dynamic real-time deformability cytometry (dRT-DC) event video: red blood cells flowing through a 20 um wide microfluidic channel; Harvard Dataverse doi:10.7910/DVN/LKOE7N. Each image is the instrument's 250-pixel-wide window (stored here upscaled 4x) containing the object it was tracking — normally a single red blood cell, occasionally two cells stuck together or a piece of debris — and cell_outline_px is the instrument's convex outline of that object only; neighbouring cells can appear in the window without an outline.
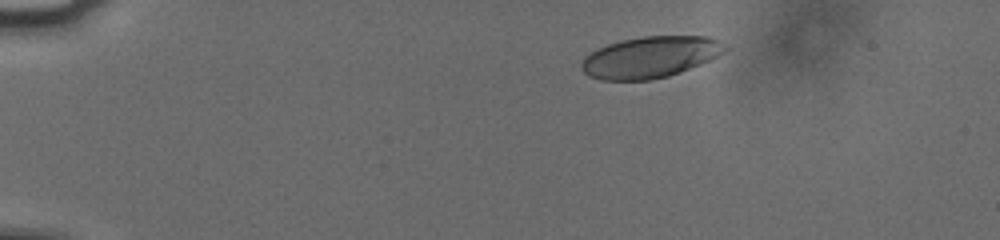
{"species": "human", "species_latin": "Homo sapiens", "temperature_condition": "cold", "stored_images_in_passage": 46, "camera_frame_rate_fps": 3000, "um_per_image_px": 0.085, "donor": {"sex": "male"}, "frame": {"image": 1, "passage_image": 1, "time_ms": 0.0, "image_size_px": [1000, 240], "cell_outline_px": [[728, 48], [724, 52], [700, 64], [680, 72], [668, 76], [652, 80], [600, 80], [588, 76], [580, 68], [580, 64], [584, 56], [596, 48], [620, 40], [644, 36], [708, 36], [728, 44]], "centroid_in_image_um": [55.24, 4.85], "position_along_channel_um": 29.8, "area_um2": 34.85}}
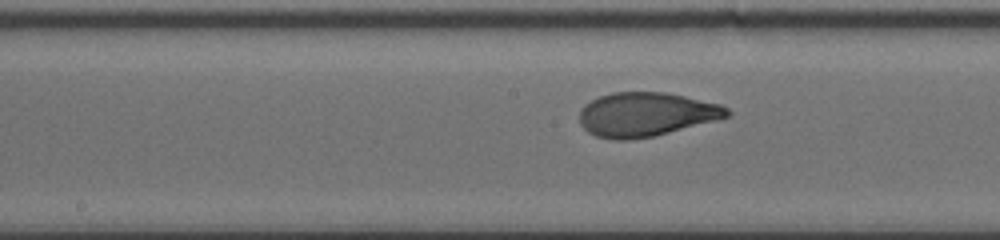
{"frame": {"image": 2, "passage_image": 21, "time_ms": 6.667, "image_size_px": [1000, 240], "cell_outline_px": [[732, 112], [728, 116], [716, 120], [652, 136], [628, 140], [616, 140], [596, 136], [588, 132], [584, 128], [580, 120], [580, 108], [584, 104], [600, 96], [612, 92], [664, 92], [684, 96], [720, 104], [728, 108]], "centroid_in_image_um": [54.89, 9.71], "position_along_channel_um": 193.3, "area_um2": 37.57}}
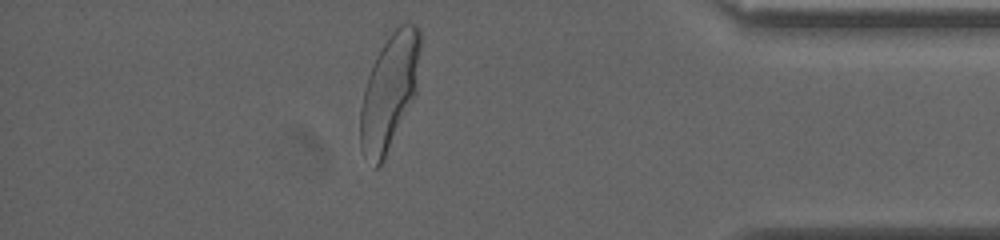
{"frame": {"image": 3, "passage_image": 40, "time_ms": 13.0, "image_size_px": [1000, 240], "cell_outline_px": [[420, 48], [416, 96], [384, 160], [376, 168], [372, 168], [364, 156], [360, 148], [360, 108], [364, 88], [372, 64], [380, 48], [392, 32], [400, 24], [416, 24], [420, 28]], "centroid_in_image_um": [33.09, 7.84], "position_along_channel_um": 402.1, "area_um2": 40.69}, "authors_computed_cell_mechanics": {"area_um2": 37.7723, "velocity_mm_per_s": 3.7612, "shape_relaxation_time_tau1_ms": 3.7153, "shape_relaxation_time_tau2_ms": null, "deformation_change_tau1": 0.1827, "deformation_change_tau2": null}}